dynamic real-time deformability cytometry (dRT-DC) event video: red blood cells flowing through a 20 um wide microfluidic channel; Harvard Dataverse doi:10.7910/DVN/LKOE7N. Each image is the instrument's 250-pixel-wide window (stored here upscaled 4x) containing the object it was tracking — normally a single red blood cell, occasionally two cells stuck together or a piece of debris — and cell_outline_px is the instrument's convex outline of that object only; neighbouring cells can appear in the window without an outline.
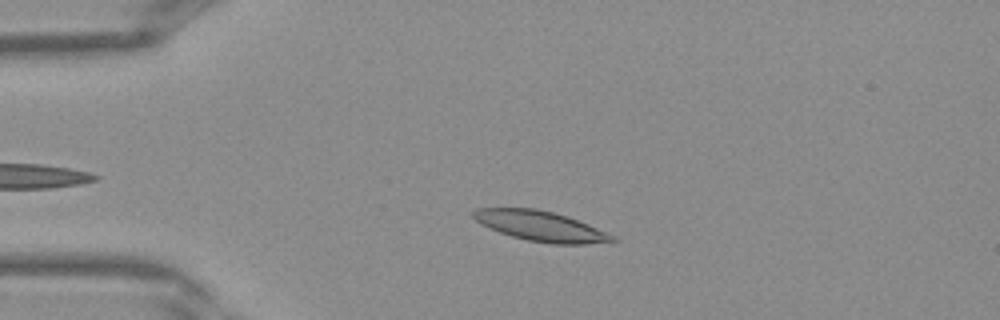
{"species": "Egyptian fruit bat (a non-hibernating species)", "species_latin": "Rousettus aegyptiacus", "temperature_condition": "warm", "stored_images_in_passage": 33, "camera_frame_rate_fps": 3000, "um_per_image_px": 0.085, "frame": {"image": 1, "passage_image": 8, "time_ms": 2.333, "image_size_px": [1000, 320], "cell_outline_px": [[620, 240], [584, 244], [552, 244], [528, 240], [512, 236], [488, 228], [480, 224], [472, 216], [472, 212], [476, 208], [536, 208], [568, 216], [588, 224], [616, 236]], "centroid_in_image_um": [45.95, 19.21], "position_along_channel_um": 39.0, "area_um2": 24.39}}
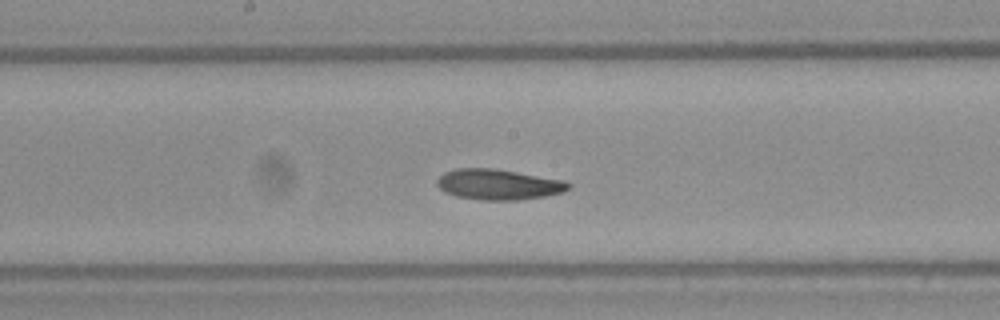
{"frame": {"image": 2, "passage_image": 20, "time_ms": 6.333, "image_size_px": [1000, 320], "cell_outline_px": [[572, 184], [564, 192], [544, 196], [516, 200], [480, 200], [456, 196], [444, 192], [436, 184], [436, 180], [444, 172], [456, 168], [492, 168], [564, 180]], "centroid_in_image_um": [42.33, 15.68], "position_along_channel_um": 205.9, "area_um2": 23.35}}
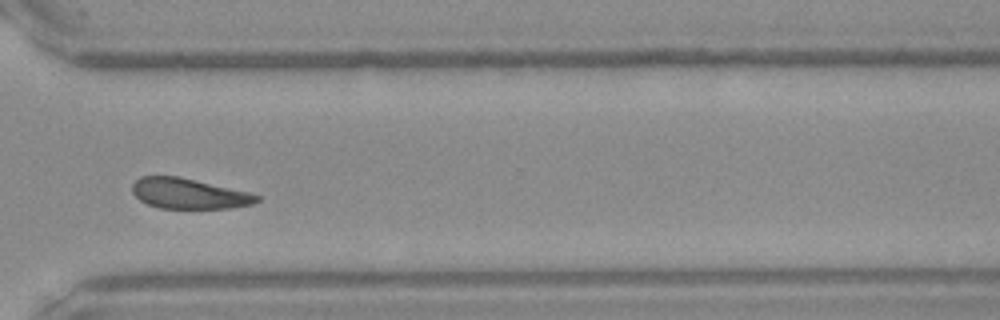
{"frame": {"image": 3, "passage_image": 29, "time_ms": 9.333, "image_size_px": [1000, 320], "cell_outline_px": [[260, 200], [252, 204], [232, 208], [160, 208], [148, 204], [140, 200], [132, 192], [132, 184], [140, 176], [180, 176], [248, 192], [260, 196]], "centroid_in_image_um": [16.04, 16.45], "position_along_channel_um": 354.6, "area_um2": 22.02}}